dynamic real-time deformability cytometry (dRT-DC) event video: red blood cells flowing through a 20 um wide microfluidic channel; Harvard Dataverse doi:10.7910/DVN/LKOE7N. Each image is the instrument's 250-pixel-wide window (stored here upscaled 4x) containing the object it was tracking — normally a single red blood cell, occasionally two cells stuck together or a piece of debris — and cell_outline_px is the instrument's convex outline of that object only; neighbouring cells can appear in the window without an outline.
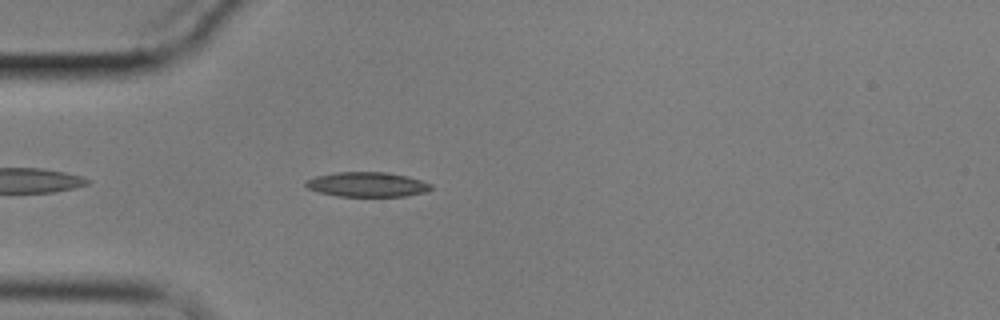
{"species": "common noctule bat (a hibernating species)", "species_latin": "Nyctalus noctula", "temperature_condition": "cold", "stored_images_in_passage": 1, "camera_frame_rate_fps": 3000, "um_per_image_px": 0.085, "animal": {"sex": "male", "body_mass_g": 17.9}, "frame": {"image": 1, "passage_image": 1, "time_ms": 0.0, "image_size_px": [1000, 320], "cell_outline_px": [[432, 188], [428, 192], [404, 196], [336, 196], [320, 192], [308, 188], [304, 184], [304, 180], [316, 176], [336, 172], [384, 172], [408, 176], [432, 184]], "centroid_in_image_um": [31.21, 15.68], "position_along_channel_um": 53.8, "area_um2": 18.09}}